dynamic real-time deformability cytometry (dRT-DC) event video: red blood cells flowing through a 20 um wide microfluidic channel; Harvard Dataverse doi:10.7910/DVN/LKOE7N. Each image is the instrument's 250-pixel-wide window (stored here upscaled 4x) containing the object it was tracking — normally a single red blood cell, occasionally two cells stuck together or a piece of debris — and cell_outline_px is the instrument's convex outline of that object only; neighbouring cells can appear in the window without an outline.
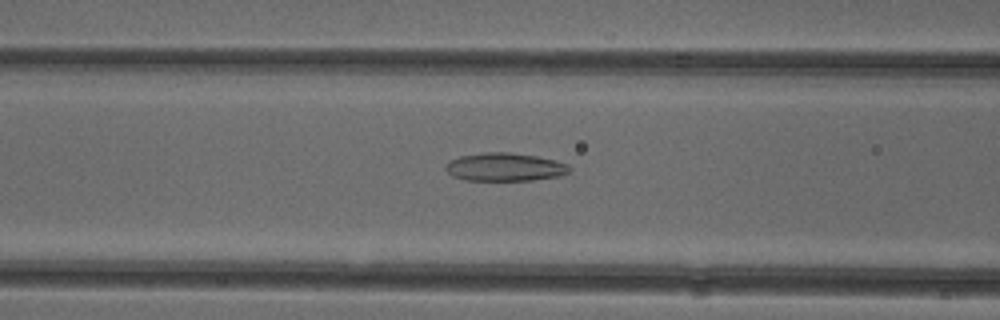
{"species": "common noctule bat (a hibernating species)", "species_latin": "Nyctalus noctula", "temperature_condition": "cold", "stored_images_in_passage": 37, "camera_frame_rate_fps": 3000, "um_per_image_px": 0.085, "animal": {"sex": "female"}, "frame": {"image": 1, "passage_image": 6, "time_ms": 1.667, "image_size_px": [1000, 320], "cell_outline_px": [[572, 168], [568, 172], [560, 176], [532, 180], [464, 180], [452, 176], [444, 168], [444, 164], [460, 156], [484, 152], [508, 152], [536, 156], [568, 164]], "centroid_in_image_um": [42.89, 14.2], "position_along_channel_um": 123.7, "area_um2": 20.29}}
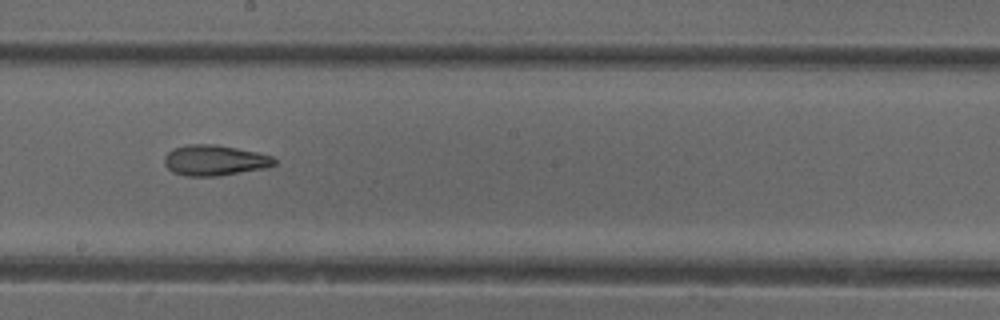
{"frame": {"image": 2, "passage_image": 14, "time_ms": 4.333, "image_size_px": [1000, 320], "cell_outline_px": [[276, 164], [268, 168], [220, 176], [184, 176], [172, 172], [164, 164], [164, 156], [172, 148], [188, 144], [216, 144], [256, 152], [272, 156], [276, 160]], "centroid_in_image_um": [18.24, 13.63], "position_along_channel_um": 230.0, "area_um2": 19.88}}
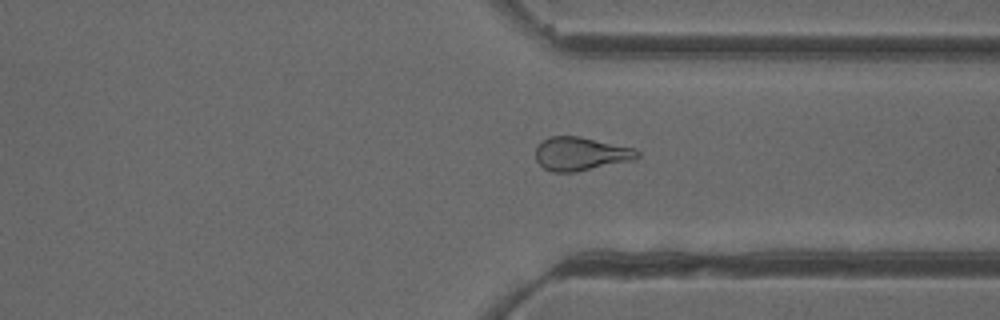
{"frame": {"image": 3, "passage_image": 24, "time_ms": 7.667, "image_size_px": [1000, 320], "cell_outline_px": [[640, 156], [636, 160], [576, 172], [552, 172], [544, 168], [536, 160], [536, 148], [548, 136], [580, 136], [636, 148], [640, 152]], "centroid_in_image_um": [49.42, 13.08], "position_along_channel_um": 362.0, "area_um2": 20.11}}